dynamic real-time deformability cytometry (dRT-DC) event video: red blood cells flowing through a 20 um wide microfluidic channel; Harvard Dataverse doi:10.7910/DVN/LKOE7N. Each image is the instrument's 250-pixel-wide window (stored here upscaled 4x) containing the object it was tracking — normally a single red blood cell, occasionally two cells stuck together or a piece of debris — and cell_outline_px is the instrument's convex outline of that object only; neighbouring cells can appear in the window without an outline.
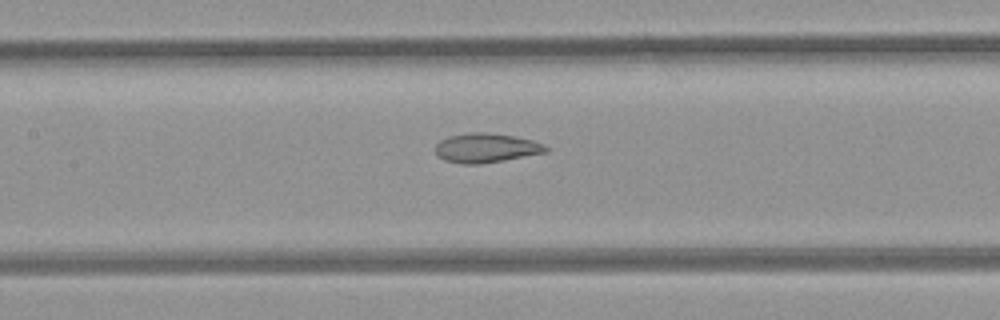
{"species": "common noctule bat (a hibernating species)", "species_latin": "Nyctalus noctula", "temperature_condition": "room temperature", "stored_images_in_passage": 43, "camera_frame_rate_fps": 3000, "um_per_image_px": 0.085, "animal": {"sex": "female", "body_mass_g": 21.9}, "frame": {"image": 1, "passage_image": 15, "time_ms": 4.667, "image_size_px": [1000, 320], "cell_outline_px": [[548, 152], [504, 160], [480, 164], [460, 164], [444, 160], [436, 156], [436, 144], [440, 140], [448, 136], [468, 132], [488, 132], [516, 136], [532, 140], [544, 144], [548, 148]], "centroid_in_image_um": [41.3, 12.57], "position_along_channel_um": 166.1, "area_um2": 19.13}}
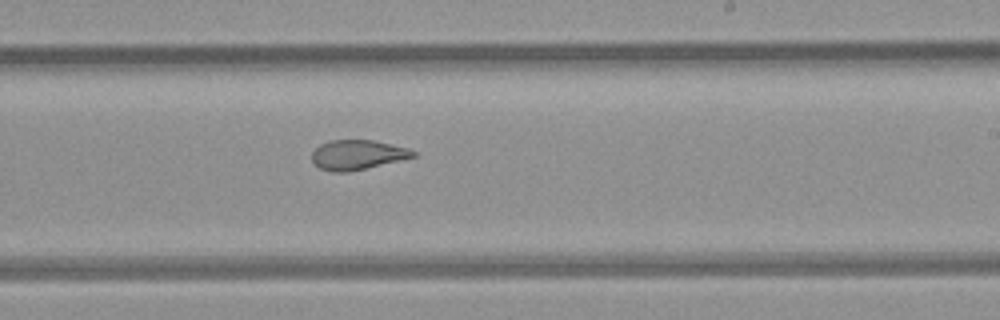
{"frame": {"image": 2, "passage_image": 22, "time_ms": 7.0, "image_size_px": [1000, 320], "cell_outline_px": [[416, 156], [400, 160], [348, 172], [332, 172], [320, 168], [312, 160], [312, 152], [320, 144], [332, 140], [372, 140], [392, 144], [408, 148], [416, 152]], "centroid_in_image_um": [30.38, 13.15], "position_along_channel_um": 258.6, "area_um2": 17.34}}
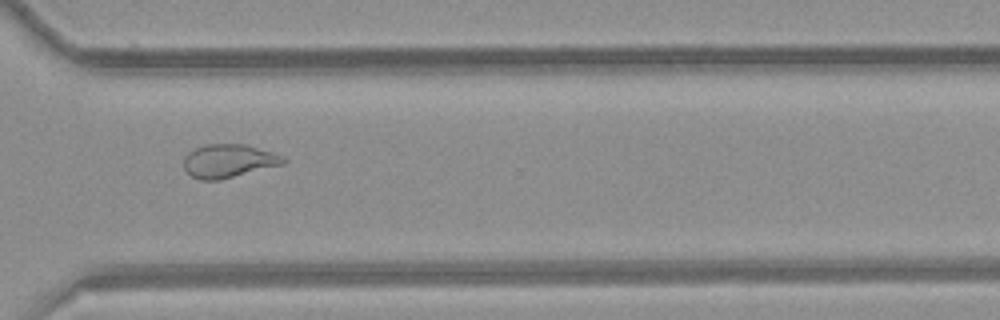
{"frame": {"image": 3, "passage_image": 29, "time_ms": 9.333, "image_size_px": [1000, 320], "cell_outline_px": [[288, 160], [284, 164], [220, 180], [200, 180], [192, 176], [184, 168], [184, 156], [188, 152], [204, 144], [244, 144], [272, 152], [284, 156]], "centroid_in_image_um": [19.44, 13.68], "position_along_channel_um": 351.2, "area_um2": 19.42}, "authors_computed_cell_mechanics": {"area_um2": 20.4612, "velocity_mm_per_s": 3.9781, "shape_relaxation_time_tau1_ms": null, "shape_relaxation_time_tau2_ms": 2.0101, "deformation_change_tau1": null, "deformation_change_tau2": 0.0894}}